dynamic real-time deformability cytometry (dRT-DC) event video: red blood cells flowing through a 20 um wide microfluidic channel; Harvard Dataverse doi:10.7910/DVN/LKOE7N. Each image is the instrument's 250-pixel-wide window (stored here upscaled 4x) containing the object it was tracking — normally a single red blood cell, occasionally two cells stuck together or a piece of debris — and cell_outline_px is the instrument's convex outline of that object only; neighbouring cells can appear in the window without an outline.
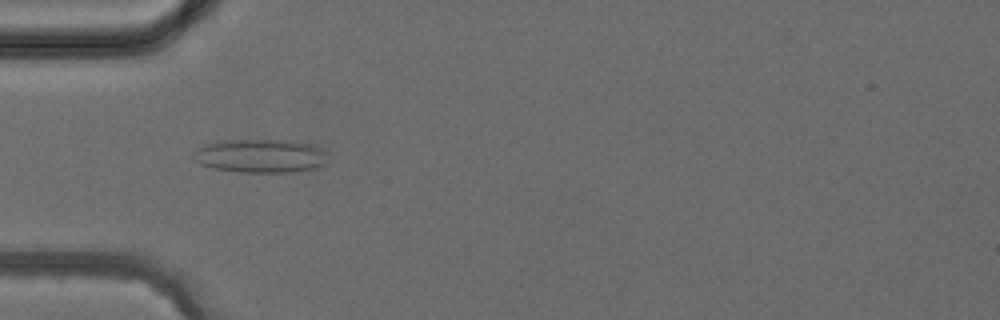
{"species": "common noctule bat (a hibernating species)", "species_latin": "Nyctalus noctula", "temperature_condition": "cold", "stored_images_in_passage": 5, "camera_frame_rate_fps": 3000, "um_per_image_px": 0.085, "animal": {"sex": "female", "body_mass_g": 24.6, "forearm_length_mm": 56.2}, "frame": {"image": 1, "passage_image": 4, "time_ms": 3.667, "image_size_px": [1000, 320], "cell_outline_px": [[324, 164], [312, 168], [288, 172], [240, 172], [212, 168], [200, 164], [192, 156], [192, 152], [196, 148], [204, 144], [216, 140], [288, 140], [312, 144], [324, 152]], "centroid_in_image_um": [22.02, 13.23], "position_along_channel_um": 63.0, "area_um2": 26.18}}